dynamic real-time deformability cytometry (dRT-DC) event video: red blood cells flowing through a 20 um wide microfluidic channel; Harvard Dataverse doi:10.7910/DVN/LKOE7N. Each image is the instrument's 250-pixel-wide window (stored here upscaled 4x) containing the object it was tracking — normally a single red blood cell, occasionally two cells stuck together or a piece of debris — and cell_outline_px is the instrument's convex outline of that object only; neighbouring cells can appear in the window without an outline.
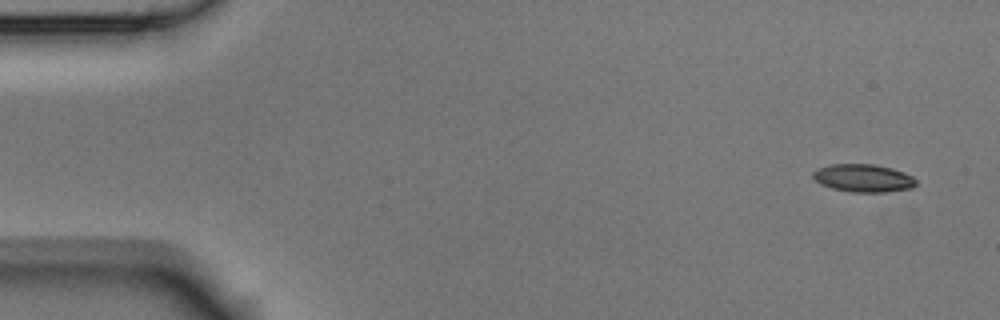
{"species": "Egyptian fruit bat (a non-hibernating species)", "species_latin": "Rousettus aegyptiacus", "temperature_condition": "room temperature", "stored_images_in_passage": 7, "camera_frame_rate_fps": 3000, "um_per_image_px": 0.085, "animal": {"sex": "male"}, "frame": {"image": 1, "passage_image": 1, "time_ms": 0.0, "image_size_px": [1000, 320], "cell_outline_px": [[916, 184], [912, 188], [884, 192], [852, 192], [832, 188], [820, 184], [812, 176], [812, 172], [816, 168], [832, 164], [872, 164], [892, 168], [912, 176], [916, 180]], "centroid_in_image_um": [73.35, 15.13], "position_along_channel_um": 11.6, "area_um2": 16.7}}
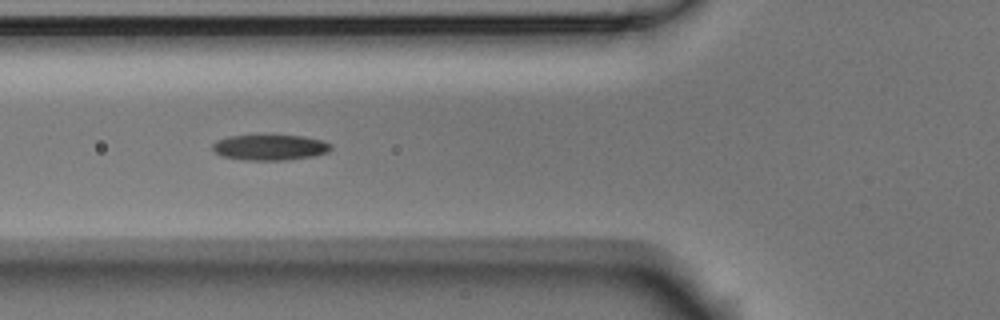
{"frame": {"image": 2, "passage_image": 6, "time_ms": 1.667, "image_size_px": [1000, 320], "cell_outline_px": [[332, 148], [328, 152], [312, 156], [288, 160], [244, 160], [224, 156], [216, 152], [212, 148], [212, 144], [216, 140], [228, 136], [304, 136], [320, 140], [332, 144]], "centroid_in_image_um": [22.95, 12.53], "position_along_channel_um": 102.8, "area_um2": 17.46}}
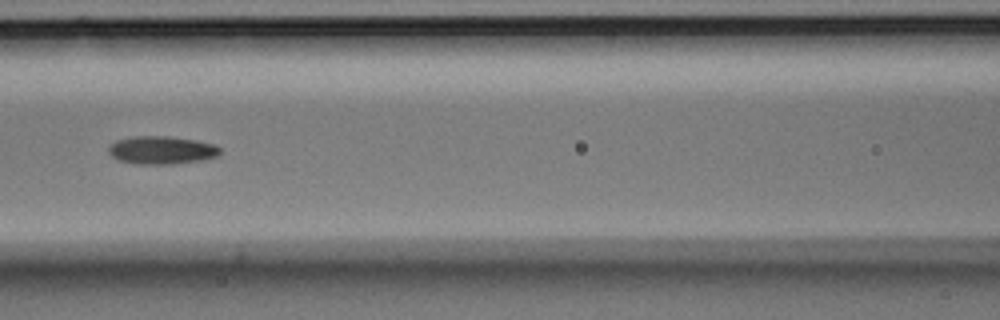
{"frame": {"image": 3, "passage_image": 7, "time_ms": 2.0, "image_size_px": [1000, 320], "cell_outline_px": [[220, 152], [216, 156], [200, 160], [168, 164], [136, 164], [120, 160], [112, 156], [108, 152], [108, 148], [116, 140], [132, 136], [168, 136], [196, 140], [216, 144], [220, 148]], "centroid_in_image_um": [13.73, 12.75], "position_along_channel_um": 152.9, "area_um2": 18.09}}